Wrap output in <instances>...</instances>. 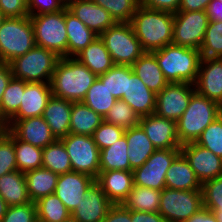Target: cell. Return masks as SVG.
<instances>
[{
	"label": "cell",
	"instance_id": "cell-1",
	"mask_svg": "<svg viewBox=\"0 0 222 222\" xmlns=\"http://www.w3.org/2000/svg\"><path fill=\"white\" fill-rule=\"evenodd\" d=\"M130 24L144 52L172 44L174 13L139 5Z\"/></svg>",
	"mask_w": 222,
	"mask_h": 222
},
{
	"label": "cell",
	"instance_id": "cell-2",
	"mask_svg": "<svg viewBox=\"0 0 222 222\" xmlns=\"http://www.w3.org/2000/svg\"><path fill=\"white\" fill-rule=\"evenodd\" d=\"M97 76L75 57H62L57 62L50 87L52 95L82 102Z\"/></svg>",
	"mask_w": 222,
	"mask_h": 222
},
{
	"label": "cell",
	"instance_id": "cell-3",
	"mask_svg": "<svg viewBox=\"0 0 222 222\" xmlns=\"http://www.w3.org/2000/svg\"><path fill=\"white\" fill-rule=\"evenodd\" d=\"M151 53L169 83H195L201 61L200 50L170 44Z\"/></svg>",
	"mask_w": 222,
	"mask_h": 222
},
{
	"label": "cell",
	"instance_id": "cell-4",
	"mask_svg": "<svg viewBox=\"0 0 222 222\" xmlns=\"http://www.w3.org/2000/svg\"><path fill=\"white\" fill-rule=\"evenodd\" d=\"M221 115V106L198 92H194L185 112L176 122L181 145L196 142L203 130Z\"/></svg>",
	"mask_w": 222,
	"mask_h": 222
},
{
	"label": "cell",
	"instance_id": "cell-5",
	"mask_svg": "<svg viewBox=\"0 0 222 222\" xmlns=\"http://www.w3.org/2000/svg\"><path fill=\"white\" fill-rule=\"evenodd\" d=\"M35 46L30 16L5 18L0 26V62L10 63Z\"/></svg>",
	"mask_w": 222,
	"mask_h": 222
},
{
	"label": "cell",
	"instance_id": "cell-6",
	"mask_svg": "<svg viewBox=\"0 0 222 222\" xmlns=\"http://www.w3.org/2000/svg\"><path fill=\"white\" fill-rule=\"evenodd\" d=\"M59 59L53 51L35 45L25 55L12 60L9 65L16 79L27 83H50Z\"/></svg>",
	"mask_w": 222,
	"mask_h": 222
},
{
	"label": "cell",
	"instance_id": "cell-7",
	"mask_svg": "<svg viewBox=\"0 0 222 222\" xmlns=\"http://www.w3.org/2000/svg\"><path fill=\"white\" fill-rule=\"evenodd\" d=\"M100 38L115 65L132 66L145 53L130 22H116Z\"/></svg>",
	"mask_w": 222,
	"mask_h": 222
},
{
	"label": "cell",
	"instance_id": "cell-8",
	"mask_svg": "<svg viewBox=\"0 0 222 222\" xmlns=\"http://www.w3.org/2000/svg\"><path fill=\"white\" fill-rule=\"evenodd\" d=\"M34 30L35 45L53 51L60 58L68 57V40L65 24V9L30 16Z\"/></svg>",
	"mask_w": 222,
	"mask_h": 222
},
{
	"label": "cell",
	"instance_id": "cell-9",
	"mask_svg": "<svg viewBox=\"0 0 222 222\" xmlns=\"http://www.w3.org/2000/svg\"><path fill=\"white\" fill-rule=\"evenodd\" d=\"M203 208L201 190H176L164 188L161 191L159 213L167 222H185Z\"/></svg>",
	"mask_w": 222,
	"mask_h": 222
},
{
	"label": "cell",
	"instance_id": "cell-10",
	"mask_svg": "<svg viewBox=\"0 0 222 222\" xmlns=\"http://www.w3.org/2000/svg\"><path fill=\"white\" fill-rule=\"evenodd\" d=\"M60 140L70 158L72 171L97 179L100 173V149L95 144L93 137L69 133Z\"/></svg>",
	"mask_w": 222,
	"mask_h": 222
},
{
	"label": "cell",
	"instance_id": "cell-11",
	"mask_svg": "<svg viewBox=\"0 0 222 222\" xmlns=\"http://www.w3.org/2000/svg\"><path fill=\"white\" fill-rule=\"evenodd\" d=\"M180 154V148L156 149L144 164L133 170L134 185L162 191L171 163Z\"/></svg>",
	"mask_w": 222,
	"mask_h": 222
},
{
	"label": "cell",
	"instance_id": "cell-12",
	"mask_svg": "<svg viewBox=\"0 0 222 222\" xmlns=\"http://www.w3.org/2000/svg\"><path fill=\"white\" fill-rule=\"evenodd\" d=\"M208 22L206 11L174 13L172 44L200 50Z\"/></svg>",
	"mask_w": 222,
	"mask_h": 222
},
{
	"label": "cell",
	"instance_id": "cell-13",
	"mask_svg": "<svg viewBox=\"0 0 222 222\" xmlns=\"http://www.w3.org/2000/svg\"><path fill=\"white\" fill-rule=\"evenodd\" d=\"M194 92L195 88L192 83H168L156 94L154 113L160 117L177 122L187 109Z\"/></svg>",
	"mask_w": 222,
	"mask_h": 222
},
{
	"label": "cell",
	"instance_id": "cell-14",
	"mask_svg": "<svg viewBox=\"0 0 222 222\" xmlns=\"http://www.w3.org/2000/svg\"><path fill=\"white\" fill-rule=\"evenodd\" d=\"M180 153L194 170L201 184L222 175V158L195 142L181 145Z\"/></svg>",
	"mask_w": 222,
	"mask_h": 222
},
{
	"label": "cell",
	"instance_id": "cell-15",
	"mask_svg": "<svg viewBox=\"0 0 222 222\" xmlns=\"http://www.w3.org/2000/svg\"><path fill=\"white\" fill-rule=\"evenodd\" d=\"M4 127L9 129L19 140L42 149L56 140L42 116L10 119Z\"/></svg>",
	"mask_w": 222,
	"mask_h": 222
},
{
	"label": "cell",
	"instance_id": "cell-16",
	"mask_svg": "<svg viewBox=\"0 0 222 222\" xmlns=\"http://www.w3.org/2000/svg\"><path fill=\"white\" fill-rule=\"evenodd\" d=\"M95 181L87 174L70 171L59 175L54 193L72 213Z\"/></svg>",
	"mask_w": 222,
	"mask_h": 222
},
{
	"label": "cell",
	"instance_id": "cell-17",
	"mask_svg": "<svg viewBox=\"0 0 222 222\" xmlns=\"http://www.w3.org/2000/svg\"><path fill=\"white\" fill-rule=\"evenodd\" d=\"M194 88L222 106V58H201Z\"/></svg>",
	"mask_w": 222,
	"mask_h": 222
},
{
	"label": "cell",
	"instance_id": "cell-18",
	"mask_svg": "<svg viewBox=\"0 0 222 222\" xmlns=\"http://www.w3.org/2000/svg\"><path fill=\"white\" fill-rule=\"evenodd\" d=\"M139 125L156 149L181 148L176 122L155 113L140 117Z\"/></svg>",
	"mask_w": 222,
	"mask_h": 222
},
{
	"label": "cell",
	"instance_id": "cell-19",
	"mask_svg": "<svg viewBox=\"0 0 222 222\" xmlns=\"http://www.w3.org/2000/svg\"><path fill=\"white\" fill-rule=\"evenodd\" d=\"M113 205L95 181L71 216L78 222H102Z\"/></svg>",
	"mask_w": 222,
	"mask_h": 222
},
{
	"label": "cell",
	"instance_id": "cell-20",
	"mask_svg": "<svg viewBox=\"0 0 222 222\" xmlns=\"http://www.w3.org/2000/svg\"><path fill=\"white\" fill-rule=\"evenodd\" d=\"M121 99L132 107L139 118L155 112L156 94L134 73L132 66H127L126 92Z\"/></svg>",
	"mask_w": 222,
	"mask_h": 222
},
{
	"label": "cell",
	"instance_id": "cell-21",
	"mask_svg": "<svg viewBox=\"0 0 222 222\" xmlns=\"http://www.w3.org/2000/svg\"><path fill=\"white\" fill-rule=\"evenodd\" d=\"M66 4L67 9L98 36L116 23L110 13L93 0L71 1Z\"/></svg>",
	"mask_w": 222,
	"mask_h": 222
},
{
	"label": "cell",
	"instance_id": "cell-22",
	"mask_svg": "<svg viewBox=\"0 0 222 222\" xmlns=\"http://www.w3.org/2000/svg\"><path fill=\"white\" fill-rule=\"evenodd\" d=\"M52 96L50 83H27L22 94L18 112L11 119H25L42 116L48 100Z\"/></svg>",
	"mask_w": 222,
	"mask_h": 222
},
{
	"label": "cell",
	"instance_id": "cell-23",
	"mask_svg": "<svg viewBox=\"0 0 222 222\" xmlns=\"http://www.w3.org/2000/svg\"><path fill=\"white\" fill-rule=\"evenodd\" d=\"M96 182L114 205L122 204L133 188V171H100Z\"/></svg>",
	"mask_w": 222,
	"mask_h": 222
},
{
	"label": "cell",
	"instance_id": "cell-24",
	"mask_svg": "<svg viewBox=\"0 0 222 222\" xmlns=\"http://www.w3.org/2000/svg\"><path fill=\"white\" fill-rule=\"evenodd\" d=\"M71 110V101L52 95L43 111L42 117L58 140L70 133Z\"/></svg>",
	"mask_w": 222,
	"mask_h": 222
},
{
	"label": "cell",
	"instance_id": "cell-25",
	"mask_svg": "<svg viewBox=\"0 0 222 222\" xmlns=\"http://www.w3.org/2000/svg\"><path fill=\"white\" fill-rule=\"evenodd\" d=\"M166 188L176 190H201V182L188 161L180 153L171 163L165 177Z\"/></svg>",
	"mask_w": 222,
	"mask_h": 222
},
{
	"label": "cell",
	"instance_id": "cell-26",
	"mask_svg": "<svg viewBox=\"0 0 222 222\" xmlns=\"http://www.w3.org/2000/svg\"><path fill=\"white\" fill-rule=\"evenodd\" d=\"M128 145L130 171L140 167L154 153L156 148L140 125L125 130Z\"/></svg>",
	"mask_w": 222,
	"mask_h": 222
},
{
	"label": "cell",
	"instance_id": "cell-27",
	"mask_svg": "<svg viewBox=\"0 0 222 222\" xmlns=\"http://www.w3.org/2000/svg\"><path fill=\"white\" fill-rule=\"evenodd\" d=\"M96 76L105 74L115 64L100 36L74 56Z\"/></svg>",
	"mask_w": 222,
	"mask_h": 222
},
{
	"label": "cell",
	"instance_id": "cell-28",
	"mask_svg": "<svg viewBox=\"0 0 222 222\" xmlns=\"http://www.w3.org/2000/svg\"><path fill=\"white\" fill-rule=\"evenodd\" d=\"M134 73L155 94H158L169 82L165 79L156 57L145 52L132 65Z\"/></svg>",
	"mask_w": 222,
	"mask_h": 222
},
{
	"label": "cell",
	"instance_id": "cell-29",
	"mask_svg": "<svg viewBox=\"0 0 222 222\" xmlns=\"http://www.w3.org/2000/svg\"><path fill=\"white\" fill-rule=\"evenodd\" d=\"M65 24L68 40V57H74L98 37L82 23L67 7L65 8Z\"/></svg>",
	"mask_w": 222,
	"mask_h": 222
},
{
	"label": "cell",
	"instance_id": "cell-30",
	"mask_svg": "<svg viewBox=\"0 0 222 222\" xmlns=\"http://www.w3.org/2000/svg\"><path fill=\"white\" fill-rule=\"evenodd\" d=\"M0 195L8 206L32 202L28 195L24 173L18 170L0 177Z\"/></svg>",
	"mask_w": 222,
	"mask_h": 222
},
{
	"label": "cell",
	"instance_id": "cell-31",
	"mask_svg": "<svg viewBox=\"0 0 222 222\" xmlns=\"http://www.w3.org/2000/svg\"><path fill=\"white\" fill-rule=\"evenodd\" d=\"M24 176L30 200L36 202L38 199L55 192L59 174L41 167L25 172Z\"/></svg>",
	"mask_w": 222,
	"mask_h": 222
},
{
	"label": "cell",
	"instance_id": "cell-32",
	"mask_svg": "<svg viewBox=\"0 0 222 222\" xmlns=\"http://www.w3.org/2000/svg\"><path fill=\"white\" fill-rule=\"evenodd\" d=\"M104 118L83 102H72L70 133L92 136Z\"/></svg>",
	"mask_w": 222,
	"mask_h": 222
},
{
	"label": "cell",
	"instance_id": "cell-33",
	"mask_svg": "<svg viewBox=\"0 0 222 222\" xmlns=\"http://www.w3.org/2000/svg\"><path fill=\"white\" fill-rule=\"evenodd\" d=\"M161 191L133 185L122 206L128 210L158 212Z\"/></svg>",
	"mask_w": 222,
	"mask_h": 222
},
{
	"label": "cell",
	"instance_id": "cell-34",
	"mask_svg": "<svg viewBox=\"0 0 222 222\" xmlns=\"http://www.w3.org/2000/svg\"><path fill=\"white\" fill-rule=\"evenodd\" d=\"M127 151L128 145L125 135L111 146L100 150V171H130Z\"/></svg>",
	"mask_w": 222,
	"mask_h": 222
},
{
	"label": "cell",
	"instance_id": "cell-35",
	"mask_svg": "<svg viewBox=\"0 0 222 222\" xmlns=\"http://www.w3.org/2000/svg\"><path fill=\"white\" fill-rule=\"evenodd\" d=\"M27 82L12 78L0 103V124L4 126L19 110Z\"/></svg>",
	"mask_w": 222,
	"mask_h": 222
},
{
	"label": "cell",
	"instance_id": "cell-36",
	"mask_svg": "<svg viewBox=\"0 0 222 222\" xmlns=\"http://www.w3.org/2000/svg\"><path fill=\"white\" fill-rule=\"evenodd\" d=\"M42 167L59 175L72 171L70 158L61 140L56 139L43 148Z\"/></svg>",
	"mask_w": 222,
	"mask_h": 222
},
{
	"label": "cell",
	"instance_id": "cell-37",
	"mask_svg": "<svg viewBox=\"0 0 222 222\" xmlns=\"http://www.w3.org/2000/svg\"><path fill=\"white\" fill-rule=\"evenodd\" d=\"M35 205L38 222H63L71 216L55 193L38 199Z\"/></svg>",
	"mask_w": 222,
	"mask_h": 222
},
{
	"label": "cell",
	"instance_id": "cell-38",
	"mask_svg": "<svg viewBox=\"0 0 222 222\" xmlns=\"http://www.w3.org/2000/svg\"><path fill=\"white\" fill-rule=\"evenodd\" d=\"M116 100L106 85L96 78L82 102L104 118Z\"/></svg>",
	"mask_w": 222,
	"mask_h": 222
},
{
	"label": "cell",
	"instance_id": "cell-39",
	"mask_svg": "<svg viewBox=\"0 0 222 222\" xmlns=\"http://www.w3.org/2000/svg\"><path fill=\"white\" fill-rule=\"evenodd\" d=\"M14 149L18 171L25 173L42 167V148L21 141L14 135Z\"/></svg>",
	"mask_w": 222,
	"mask_h": 222
},
{
	"label": "cell",
	"instance_id": "cell-40",
	"mask_svg": "<svg viewBox=\"0 0 222 222\" xmlns=\"http://www.w3.org/2000/svg\"><path fill=\"white\" fill-rule=\"evenodd\" d=\"M201 58H222V21H209L200 47Z\"/></svg>",
	"mask_w": 222,
	"mask_h": 222
},
{
	"label": "cell",
	"instance_id": "cell-41",
	"mask_svg": "<svg viewBox=\"0 0 222 222\" xmlns=\"http://www.w3.org/2000/svg\"><path fill=\"white\" fill-rule=\"evenodd\" d=\"M18 170L14 149V134L4 126L0 128V177Z\"/></svg>",
	"mask_w": 222,
	"mask_h": 222
},
{
	"label": "cell",
	"instance_id": "cell-42",
	"mask_svg": "<svg viewBox=\"0 0 222 222\" xmlns=\"http://www.w3.org/2000/svg\"><path fill=\"white\" fill-rule=\"evenodd\" d=\"M139 116L134 112L132 107L122 99L116 100L114 105L104 117V121L129 129L139 125Z\"/></svg>",
	"mask_w": 222,
	"mask_h": 222
},
{
	"label": "cell",
	"instance_id": "cell-43",
	"mask_svg": "<svg viewBox=\"0 0 222 222\" xmlns=\"http://www.w3.org/2000/svg\"><path fill=\"white\" fill-rule=\"evenodd\" d=\"M108 11L115 22H130L139 0H93Z\"/></svg>",
	"mask_w": 222,
	"mask_h": 222
},
{
	"label": "cell",
	"instance_id": "cell-44",
	"mask_svg": "<svg viewBox=\"0 0 222 222\" xmlns=\"http://www.w3.org/2000/svg\"><path fill=\"white\" fill-rule=\"evenodd\" d=\"M97 78L106 85L107 89L118 100L123 97L127 86V66L114 65L105 74Z\"/></svg>",
	"mask_w": 222,
	"mask_h": 222
},
{
	"label": "cell",
	"instance_id": "cell-45",
	"mask_svg": "<svg viewBox=\"0 0 222 222\" xmlns=\"http://www.w3.org/2000/svg\"><path fill=\"white\" fill-rule=\"evenodd\" d=\"M196 144L211 150L215 155L222 158V116H218L208 127H206Z\"/></svg>",
	"mask_w": 222,
	"mask_h": 222
},
{
	"label": "cell",
	"instance_id": "cell-46",
	"mask_svg": "<svg viewBox=\"0 0 222 222\" xmlns=\"http://www.w3.org/2000/svg\"><path fill=\"white\" fill-rule=\"evenodd\" d=\"M203 208L222 211V175L207 180L201 185Z\"/></svg>",
	"mask_w": 222,
	"mask_h": 222
},
{
	"label": "cell",
	"instance_id": "cell-47",
	"mask_svg": "<svg viewBox=\"0 0 222 222\" xmlns=\"http://www.w3.org/2000/svg\"><path fill=\"white\" fill-rule=\"evenodd\" d=\"M124 133V128L103 121L94 131L92 137L97 147L102 150L119 140L122 136H124Z\"/></svg>",
	"mask_w": 222,
	"mask_h": 222
},
{
	"label": "cell",
	"instance_id": "cell-48",
	"mask_svg": "<svg viewBox=\"0 0 222 222\" xmlns=\"http://www.w3.org/2000/svg\"><path fill=\"white\" fill-rule=\"evenodd\" d=\"M1 222H38L35 202L9 206Z\"/></svg>",
	"mask_w": 222,
	"mask_h": 222
},
{
	"label": "cell",
	"instance_id": "cell-49",
	"mask_svg": "<svg viewBox=\"0 0 222 222\" xmlns=\"http://www.w3.org/2000/svg\"><path fill=\"white\" fill-rule=\"evenodd\" d=\"M66 7L65 0H27L28 16L58 12Z\"/></svg>",
	"mask_w": 222,
	"mask_h": 222
},
{
	"label": "cell",
	"instance_id": "cell-50",
	"mask_svg": "<svg viewBox=\"0 0 222 222\" xmlns=\"http://www.w3.org/2000/svg\"><path fill=\"white\" fill-rule=\"evenodd\" d=\"M0 11L6 18L28 16L27 0H0Z\"/></svg>",
	"mask_w": 222,
	"mask_h": 222
},
{
	"label": "cell",
	"instance_id": "cell-51",
	"mask_svg": "<svg viewBox=\"0 0 222 222\" xmlns=\"http://www.w3.org/2000/svg\"><path fill=\"white\" fill-rule=\"evenodd\" d=\"M139 3L150 9L176 13L181 0H139Z\"/></svg>",
	"mask_w": 222,
	"mask_h": 222
},
{
	"label": "cell",
	"instance_id": "cell-52",
	"mask_svg": "<svg viewBox=\"0 0 222 222\" xmlns=\"http://www.w3.org/2000/svg\"><path fill=\"white\" fill-rule=\"evenodd\" d=\"M102 222H131V210L121 204L113 205Z\"/></svg>",
	"mask_w": 222,
	"mask_h": 222
},
{
	"label": "cell",
	"instance_id": "cell-53",
	"mask_svg": "<svg viewBox=\"0 0 222 222\" xmlns=\"http://www.w3.org/2000/svg\"><path fill=\"white\" fill-rule=\"evenodd\" d=\"M131 222H167L159 212L131 210Z\"/></svg>",
	"mask_w": 222,
	"mask_h": 222
},
{
	"label": "cell",
	"instance_id": "cell-54",
	"mask_svg": "<svg viewBox=\"0 0 222 222\" xmlns=\"http://www.w3.org/2000/svg\"><path fill=\"white\" fill-rule=\"evenodd\" d=\"M211 0H181L178 11H205Z\"/></svg>",
	"mask_w": 222,
	"mask_h": 222
},
{
	"label": "cell",
	"instance_id": "cell-55",
	"mask_svg": "<svg viewBox=\"0 0 222 222\" xmlns=\"http://www.w3.org/2000/svg\"><path fill=\"white\" fill-rule=\"evenodd\" d=\"M13 78L11 67L8 63L0 62V103L6 87Z\"/></svg>",
	"mask_w": 222,
	"mask_h": 222
},
{
	"label": "cell",
	"instance_id": "cell-56",
	"mask_svg": "<svg viewBox=\"0 0 222 222\" xmlns=\"http://www.w3.org/2000/svg\"><path fill=\"white\" fill-rule=\"evenodd\" d=\"M205 11L209 21H222V0H211Z\"/></svg>",
	"mask_w": 222,
	"mask_h": 222
},
{
	"label": "cell",
	"instance_id": "cell-57",
	"mask_svg": "<svg viewBox=\"0 0 222 222\" xmlns=\"http://www.w3.org/2000/svg\"><path fill=\"white\" fill-rule=\"evenodd\" d=\"M185 222H218L214 212L202 208L198 213L192 215Z\"/></svg>",
	"mask_w": 222,
	"mask_h": 222
},
{
	"label": "cell",
	"instance_id": "cell-58",
	"mask_svg": "<svg viewBox=\"0 0 222 222\" xmlns=\"http://www.w3.org/2000/svg\"><path fill=\"white\" fill-rule=\"evenodd\" d=\"M7 203L3 200V198L0 195V222L3 218V216L6 214V211L8 209Z\"/></svg>",
	"mask_w": 222,
	"mask_h": 222
},
{
	"label": "cell",
	"instance_id": "cell-59",
	"mask_svg": "<svg viewBox=\"0 0 222 222\" xmlns=\"http://www.w3.org/2000/svg\"><path fill=\"white\" fill-rule=\"evenodd\" d=\"M212 212H214V214L217 218V221L222 222V211H212Z\"/></svg>",
	"mask_w": 222,
	"mask_h": 222
},
{
	"label": "cell",
	"instance_id": "cell-60",
	"mask_svg": "<svg viewBox=\"0 0 222 222\" xmlns=\"http://www.w3.org/2000/svg\"><path fill=\"white\" fill-rule=\"evenodd\" d=\"M63 222H78V221H76L72 216H70L68 219H66Z\"/></svg>",
	"mask_w": 222,
	"mask_h": 222
},
{
	"label": "cell",
	"instance_id": "cell-61",
	"mask_svg": "<svg viewBox=\"0 0 222 222\" xmlns=\"http://www.w3.org/2000/svg\"><path fill=\"white\" fill-rule=\"evenodd\" d=\"M6 17L2 14V12L0 11V26L2 24V22L4 21Z\"/></svg>",
	"mask_w": 222,
	"mask_h": 222
},
{
	"label": "cell",
	"instance_id": "cell-62",
	"mask_svg": "<svg viewBox=\"0 0 222 222\" xmlns=\"http://www.w3.org/2000/svg\"><path fill=\"white\" fill-rule=\"evenodd\" d=\"M71 1H85V0H67L66 2H71Z\"/></svg>",
	"mask_w": 222,
	"mask_h": 222
}]
</instances>
